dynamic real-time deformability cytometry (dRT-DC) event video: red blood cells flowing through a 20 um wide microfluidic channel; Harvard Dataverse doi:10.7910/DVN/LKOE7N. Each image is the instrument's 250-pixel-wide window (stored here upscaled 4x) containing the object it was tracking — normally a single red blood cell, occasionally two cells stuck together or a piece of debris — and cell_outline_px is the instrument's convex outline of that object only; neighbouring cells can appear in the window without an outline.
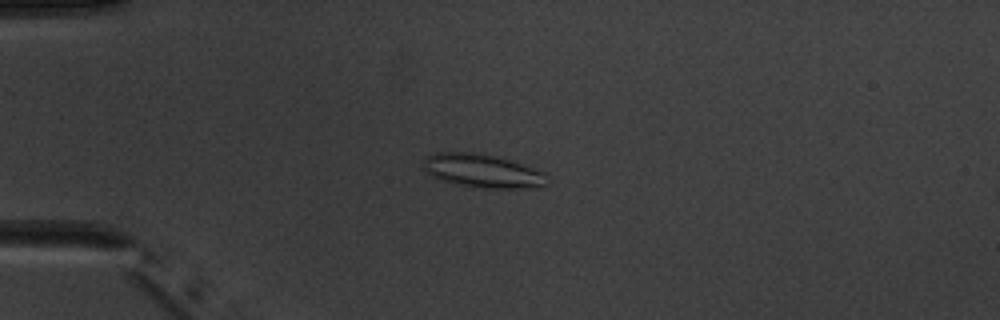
{"species": "common noctule bat (a hibernating species)", "species_latin": "Nyctalus noctula", "temperature_condition": "warm", "stored_images_in_passage": 5, "camera_frame_rate_fps": 3000, "um_per_image_px": 0.085, "animal": {"sex": "male", "body_mass_g": 20.1, "forearm_length_mm": 53.5}, "frame": {"image": 1, "passage_image": 4, "time_ms": 3.333, "image_size_px": [1000, 320], "cell_outline_px": [[548, 184], [520, 188], [484, 188], [456, 184], [440, 180], [432, 176], [424, 168], [424, 160], [428, 156], [436, 152], [472, 152], [496, 156], [544, 172]], "centroid_in_image_um": [40.97, 14.52], "position_along_channel_um": 44.0, "area_um2": 23.7}}